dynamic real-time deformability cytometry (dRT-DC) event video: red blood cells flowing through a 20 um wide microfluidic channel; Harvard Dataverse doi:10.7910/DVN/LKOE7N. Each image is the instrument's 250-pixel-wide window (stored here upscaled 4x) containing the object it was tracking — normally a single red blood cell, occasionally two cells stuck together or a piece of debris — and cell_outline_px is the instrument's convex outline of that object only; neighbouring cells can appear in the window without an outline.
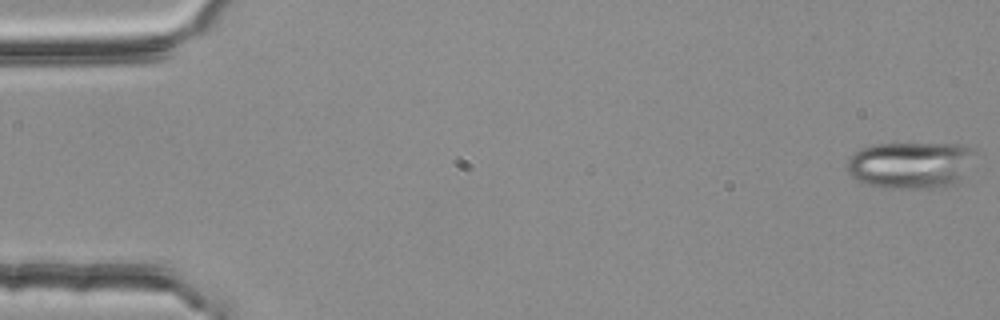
{"species": "common noctule bat (a hibernating species)", "species_latin": "Nyctalus noctula", "temperature_condition": "room temperature", "stored_images_in_passage": 7, "camera_frame_rate_fps": 3000, "um_per_image_px": 0.085, "animal": {"sex": "female", "body_mass_g": 25.1}, "frame": {"image": 1, "passage_image": 1, "time_ms": 0.0, "image_size_px": [1000, 320], "cell_outline_px": [[984, 152], [960, 180], [956, 184], [944, 188], [884, 188], [864, 184], [856, 180], [848, 172], [848, 160], [860, 148], [872, 144], [960, 144], [976, 148]], "centroid_in_image_um": [77.55, 14.02], "position_along_channel_um": 7.4, "area_um2": 36.13}}